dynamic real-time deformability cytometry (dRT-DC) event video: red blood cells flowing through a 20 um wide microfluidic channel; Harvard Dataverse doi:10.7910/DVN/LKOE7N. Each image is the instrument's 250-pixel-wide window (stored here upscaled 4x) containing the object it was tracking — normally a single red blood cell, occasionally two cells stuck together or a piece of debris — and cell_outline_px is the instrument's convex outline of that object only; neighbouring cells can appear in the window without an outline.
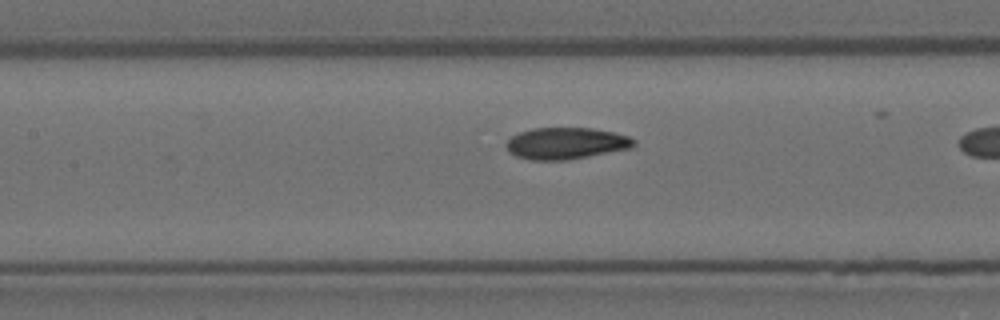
{"species": "Egyptian fruit bat (a non-hibernating species)", "species_latin": "Rousettus aegyptiacus", "temperature_condition": "room temperature", "stored_images_in_passage": 24, "camera_frame_rate_fps": 3000, "um_per_image_px": 0.085, "animal": {"sex": "female"}, "frame": {"image": 1, "passage_image": 23, "time_ms": 7.333, "image_size_px": [1000, 320], "cell_outline_px": [[636, 144], [632, 148], [568, 160], [532, 160], [516, 156], [508, 152], [504, 144], [512, 136], [520, 132], [532, 128], [592, 128], [612, 132], [628, 136], [636, 140]], "centroid_in_image_um": [48.1, 12.19], "position_along_channel_um": 159.3, "area_um2": 23.64}}